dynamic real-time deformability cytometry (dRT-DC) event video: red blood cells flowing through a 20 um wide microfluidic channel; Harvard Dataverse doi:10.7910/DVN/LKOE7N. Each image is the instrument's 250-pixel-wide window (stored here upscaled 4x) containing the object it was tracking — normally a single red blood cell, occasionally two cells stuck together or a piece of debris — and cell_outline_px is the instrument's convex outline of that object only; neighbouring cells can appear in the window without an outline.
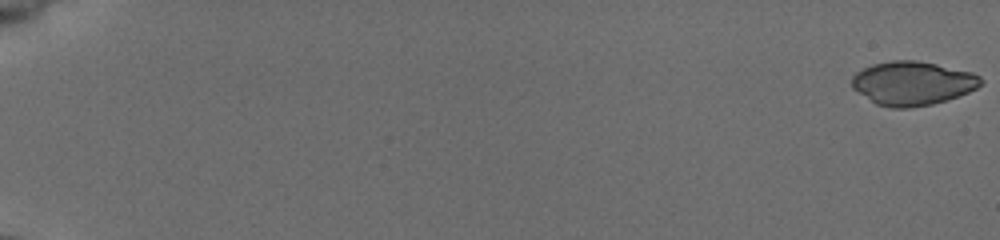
{"species": "common noctule bat (a hibernating species)", "species_latin": "Nyctalus noctula", "temperature_condition": "cold", "stored_images_in_passage": 55, "camera_frame_rate_fps": 3000, "um_per_image_px": 0.085, "animal": {"sex": "female", "body_mass_g": 19.5, "forearm_length_mm": 54.1}, "frame": {"image": 1, "passage_image": 1, "time_ms": 0.0, "image_size_px": [1000, 240], "cell_outline_px": [[984, 80], [976, 88], [968, 92], [932, 104], [908, 108], [892, 108], [876, 104], [852, 88], [852, 76], [856, 72], [872, 64], [892, 60], [916, 60], [936, 64], [972, 72], [980, 76]], "centroid_in_image_um": [77.54, 7.07], "position_along_channel_um": 7.5, "area_um2": 32.77}}